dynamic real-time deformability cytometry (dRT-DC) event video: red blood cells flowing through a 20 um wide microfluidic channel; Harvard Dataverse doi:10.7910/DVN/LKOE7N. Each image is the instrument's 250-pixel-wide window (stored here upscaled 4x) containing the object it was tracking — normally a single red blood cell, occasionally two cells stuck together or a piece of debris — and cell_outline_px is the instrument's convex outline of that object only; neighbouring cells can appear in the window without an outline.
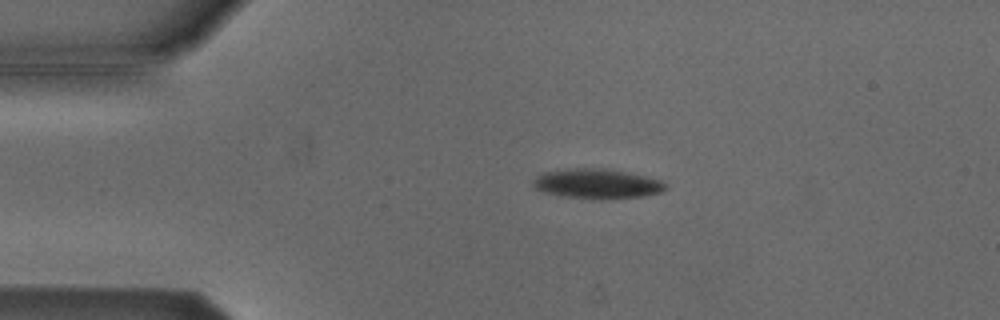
{"species": "Egyptian fruit bat (a non-hibernating species)", "species_latin": "Rousettus aegyptiacus", "temperature_condition": "cold", "stored_images_in_passage": 51, "camera_frame_rate_fps": 3000, "um_per_image_px": 0.085, "animal": {"sex": "male"}, "frame": {"image": 1, "passage_image": 9, "time_ms": 2.667, "image_size_px": [1000, 320], "cell_outline_px": [[664, 188], [660, 192], [644, 196], [600, 200], [560, 196], [544, 192], [536, 188], [532, 184], [532, 180], [536, 176], [544, 172], [568, 168], [604, 168], [644, 176], [660, 180], [664, 184]], "centroid_in_image_um": [50.67, 15.62], "position_along_channel_um": 34.3, "area_um2": 22.95}}
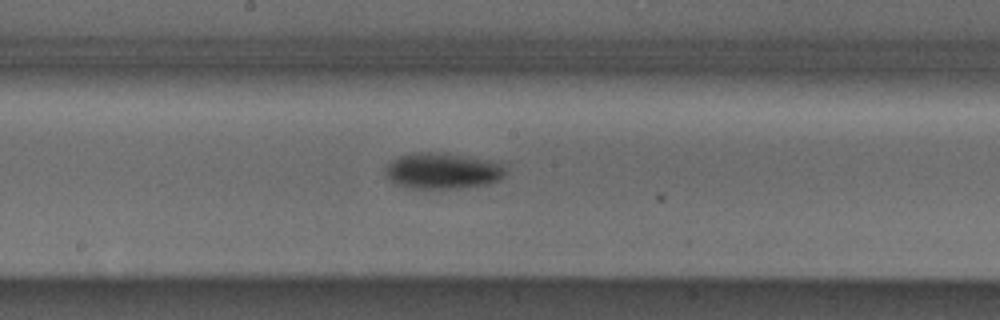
{"frame": {"image": 2, "passage_image": 26, "time_ms": 8.333, "image_size_px": [1000, 320], "cell_outline_px": [[504, 176], [500, 180], [488, 184], [460, 188], [408, 188], [396, 184], [384, 172], [384, 168], [392, 160], [400, 156], [416, 152], [432, 152], [464, 156], [488, 160], [504, 164]], "centroid_in_image_um": [37.62, 14.53], "position_along_channel_um": 210.6, "area_um2": 25.03}}
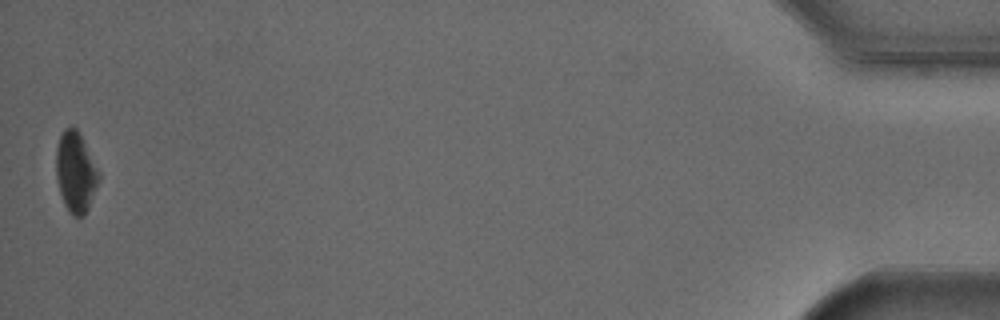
{"frame": {"image": 3, "passage_image": 51, "time_ms": 16.667, "image_size_px": [1000, 320], "cell_outline_px": [[100, 180], [88, 208], [84, 216], [76, 216], [68, 212], [64, 204], [56, 180], [56, 148], [60, 136], [64, 128], [76, 128], [100, 172]], "centroid_in_image_um": [6.43, 14.66], "position_along_channel_um": 428.8, "area_um2": 19.88}, "authors_computed_cell_mechanics": {"area_um2": 22.7732, "velocity_mm_per_s": 3.8074, "shape_relaxation_time_tau1_ms": 3.352, "shape_relaxation_time_tau2_ms": null, "deformation_change_tau1": 0.102, "deformation_change_tau2": null}}